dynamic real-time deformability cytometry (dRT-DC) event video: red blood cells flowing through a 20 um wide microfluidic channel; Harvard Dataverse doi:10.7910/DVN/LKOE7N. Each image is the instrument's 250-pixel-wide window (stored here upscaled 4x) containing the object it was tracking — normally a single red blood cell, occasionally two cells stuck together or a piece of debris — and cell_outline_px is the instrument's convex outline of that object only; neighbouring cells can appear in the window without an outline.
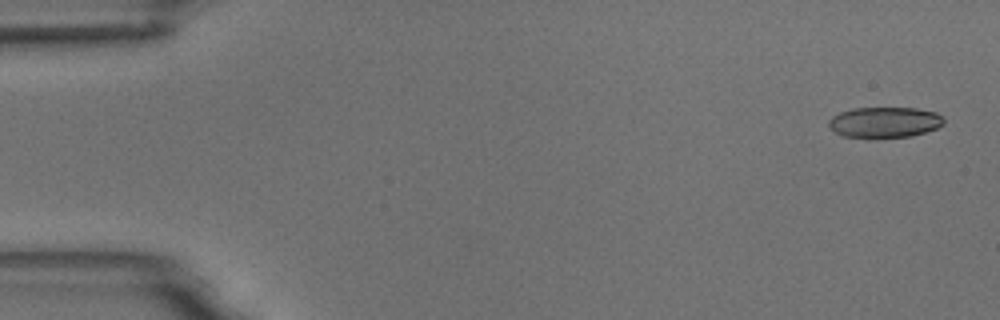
{"species": "common noctule bat (a hibernating species)", "species_latin": "Nyctalus noctula", "temperature_condition": "room temperature", "stored_images_in_passage": 5, "camera_frame_rate_fps": 3000, "um_per_image_px": 0.085, "animal": {"sex": "male", "body_mass_g": 18.8}, "frame": {"image": 1, "passage_image": 1, "time_ms": 0.0, "image_size_px": [1000, 320], "cell_outline_px": [[944, 124], [936, 128], [912, 136], [868, 140], [840, 136], [828, 128], [828, 120], [832, 116], [840, 112], [852, 108], [916, 108], [936, 112], [944, 116]], "centroid_in_image_um": [75.13, 10.43], "position_along_channel_um": 9.9, "area_um2": 21.44}}